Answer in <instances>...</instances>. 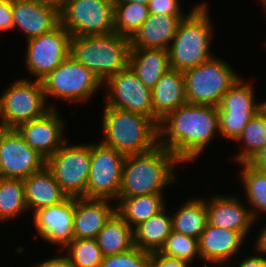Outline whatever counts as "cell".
<instances>
[{"mask_svg":"<svg viewBox=\"0 0 266 267\" xmlns=\"http://www.w3.org/2000/svg\"><path fill=\"white\" fill-rule=\"evenodd\" d=\"M217 131L218 107L186 103L160 120L158 145L169 150L181 163H191L205 151Z\"/></svg>","mask_w":266,"mask_h":267,"instance_id":"cell-1","label":"cell"},{"mask_svg":"<svg viewBox=\"0 0 266 267\" xmlns=\"http://www.w3.org/2000/svg\"><path fill=\"white\" fill-rule=\"evenodd\" d=\"M181 162L162 146L125 158L118 198L162 193L175 181V165Z\"/></svg>","mask_w":266,"mask_h":267,"instance_id":"cell-2","label":"cell"},{"mask_svg":"<svg viewBox=\"0 0 266 267\" xmlns=\"http://www.w3.org/2000/svg\"><path fill=\"white\" fill-rule=\"evenodd\" d=\"M100 142L128 156L148 152L158 146V125L145 115L105 105Z\"/></svg>","mask_w":266,"mask_h":267,"instance_id":"cell-3","label":"cell"},{"mask_svg":"<svg viewBox=\"0 0 266 267\" xmlns=\"http://www.w3.org/2000/svg\"><path fill=\"white\" fill-rule=\"evenodd\" d=\"M130 38L117 34L71 36L70 55L104 83L129 67Z\"/></svg>","mask_w":266,"mask_h":267,"instance_id":"cell-4","label":"cell"},{"mask_svg":"<svg viewBox=\"0 0 266 267\" xmlns=\"http://www.w3.org/2000/svg\"><path fill=\"white\" fill-rule=\"evenodd\" d=\"M192 8L180 22L168 47L170 67L182 72L203 64L214 56L209 50L213 26L208 5L204 2Z\"/></svg>","mask_w":266,"mask_h":267,"instance_id":"cell-5","label":"cell"},{"mask_svg":"<svg viewBox=\"0 0 266 267\" xmlns=\"http://www.w3.org/2000/svg\"><path fill=\"white\" fill-rule=\"evenodd\" d=\"M208 61L183 71L187 103L218 107L223 96L241 77L222 59Z\"/></svg>","mask_w":266,"mask_h":267,"instance_id":"cell-6","label":"cell"},{"mask_svg":"<svg viewBox=\"0 0 266 267\" xmlns=\"http://www.w3.org/2000/svg\"><path fill=\"white\" fill-rule=\"evenodd\" d=\"M41 81L20 79L0 96V128L16 129L43 116L56 105H47Z\"/></svg>","mask_w":266,"mask_h":267,"instance_id":"cell-7","label":"cell"},{"mask_svg":"<svg viewBox=\"0 0 266 267\" xmlns=\"http://www.w3.org/2000/svg\"><path fill=\"white\" fill-rule=\"evenodd\" d=\"M41 83L46 100L48 97H55L70 103L90 99L103 85L91 70L71 55L43 78Z\"/></svg>","mask_w":266,"mask_h":267,"instance_id":"cell-8","label":"cell"},{"mask_svg":"<svg viewBox=\"0 0 266 267\" xmlns=\"http://www.w3.org/2000/svg\"><path fill=\"white\" fill-rule=\"evenodd\" d=\"M91 164V144H68L46 160V167L68 197L86 198Z\"/></svg>","mask_w":266,"mask_h":267,"instance_id":"cell-9","label":"cell"},{"mask_svg":"<svg viewBox=\"0 0 266 267\" xmlns=\"http://www.w3.org/2000/svg\"><path fill=\"white\" fill-rule=\"evenodd\" d=\"M60 24L71 36L107 35L114 31V0H68Z\"/></svg>","mask_w":266,"mask_h":267,"instance_id":"cell-10","label":"cell"},{"mask_svg":"<svg viewBox=\"0 0 266 267\" xmlns=\"http://www.w3.org/2000/svg\"><path fill=\"white\" fill-rule=\"evenodd\" d=\"M126 156L100 141L91 144V164L86 198L118 199Z\"/></svg>","mask_w":266,"mask_h":267,"instance_id":"cell-11","label":"cell"},{"mask_svg":"<svg viewBox=\"0 0 266 267\" xmlns=\"http://www.w3.org/2000/svg\"><path fill=\"white\" fill-rule=\"evenodd\" d=\"M254 96V87L239 78L223 96L218 106L219 133L235 141L247 123L260 110Z\"/></svg>","mask_w":266,"mask_h":267,"instance_id":"cell-12","label":"cell"},{"mask_svg":"<svg viewBox=\"0 0 266 267\" xmlns=\"http://www.w3.org/2000/svg\"><path fill=\"white\" fill-rule=\"evenodd\" d=\"M105 86V105L151 118L157 125L160 119L153 113L152 90L147 88L130 67L108 78Z\"/></svg>","mask_w":266,"mask_h":267,"instance_id":"cell-13","label":"cell"},{"mask_svg":"<svg viewBox=\"0 0 266 267\" xmlns=\"http://www.w3.org/2000/svg\"><path fill=\"white\" fill-rule=\"evenodd\" d=\"M71 34L59 24L52 31L27 40L25 65L41 81L70 55Z\"/></svg>","mask_w":266,"mask_h":267,"instance_id":"cell-14","label":"cell"},{"mask_svg":"<svg viewBox=\"0 0 266 267\" xmlns=\"http://www.w3.org/2000/svg\"><path fill=\"white\" fill-rule=\"evenodd\" d=\"M45 165L16 129L0 128V177L24 180Z\"/></svg>","mask_w":266,"mask_h":267,"instance_id":"cell-15","label":"cell"},{"mask_svg":"<svg viewBox=\"0 0 266 267\" xmlns=\"http://www.w3.org/2000/svg\"><path fill=\"white\" fill-rule=\"evenodd\" d=\"M74 212V197H67L63 202L33 212L37 235L50 244L61 245L62 251L74 239Z\"/></svg>","mask_w":266,"mask_h":267,"instance_id":"cell-16","label":"cell"},{"mask_svg":"<svg viewBox=\"0 0 266 267\" xmlns=\"http://www.w3.org/2000/svg\"><path fill=\"white\" fill-rule=\"evenodd\" d=\"M57 109H50L43 116L20 124L16 130L29 147L47 160L67 140L65 126ZM64 133V134H63Z\"/></svg>","mask_w":266,"mask_h":267,"instance_id":"cell-17","label":"cell"},{"mask_svg":"<svg viewBox=\"0 0 266 267\" xmlns=\"http://www.w3.org/2000/svg\"><path fill=\"white\" fill-rule=\"evenodd\" d=\"M13 28L26 35V41L52 31L60 24V10L37 0H12Z\"/></svg>","mask_w":266,"mask_h":267,"instance_id":"cell-18","label":"cell"},{"mask_svg":"<svg viewBox=\"0 0 266 267\" xmlns=\"http://www.w3.org/2000/svg\"><path fill=\"white\" fill-rule=\"evenodd\" d=\"M208 224L240 232L245 238L253 226L254 217L251 210L241 204L236 196L219 195L205 200Z\"/></svg>","mask_w":266,"mask_h":267,"instance_id":"cell-19","label":"cell"},{"mask_svg":"<svg viewBox=\"0 0 266 267\" xmlns=\"http://www.w3.org/2000/svg\"><path fill=\"white\" fill-rule=\"evenodd\" d=\"M244 240L245 237L240 232L207 223L198 239L200 258L206 261V264L222 266L238 253Z\"/></svg>","mask_w":266,"mask_h":267,"instance_id":"cell-20","label":"cell"},{"mask_svg":"<svg viewBox=\"0 0 266 267\" xmlns=\"http://www.w3.org/2000/svg\"><path fill=\"white\" fill-rule=\"evenodd\" d=\"M109 202L111 200L108 199L75 198L74 239L95 238L98 235L116 212V206Z\"/></svg>","mask_w":266,"mask_h":267,"instance_id":"cell-21","label":"cell"},{"mask_svg":"<svg viewBox=\"0 0 266 267\" xmlns=\"http://www.w3.org/2000/svg\"><path fill=\"white\" fill-rule=\"evenodd\" d=\"M186 16L150 13L130 38L131 48L168 49L180 22Z\"/></svg>","mask_w":266,"mask_h":267,"instance_id":"cell-22","label":"cell"},{"mask_svg":"<svg viewBox=\"0 0 266 267\" xmlns=\"http://www.w3.org/2000/svg\"><path fill=\"white\" fill-rule=\"evenodd\" d=\"M153 113L161 120L171 111L187 103L182 71L170 68L152 89Z\"/></svg>","mask_w":266,"mask_h":267,"instance_id":"cell-23","label":"cell"},{"mask_svg":"<svg viewBox=\"0 0 266 267\" xmlns=\"http://www.w3.org/2000/svg\"><path fill=\"white\" fill-rule=\"evenodd\" d=\"M23 183L27 210L34 208L35 212L63 202L68 197L46 166L24 179Z\"/></svg>","mask_w":266,"mask_h":267,"instance_id":"cell-24","label":"cell"},{"mask_svg":"<svg viewBox=\"0 0 266 267\" xmlns=\"http://www.w3.org/2000/svg\"><path fill=\"white\" fill-rule=\"evenodd\" d=\"M129 67L152 90L161 76L171 68L168 49L131 48Z\"/></svg>","mask_w":266,"mask_h":267,"instance_id":"cell-25","label":"cell"},{"mask_svg":"<svg viewBox=\"0 0 266 267\" xmlns=\"http://www.w3.org/2000/svg\"><path fill=\"white\" fill-rule=\"evenodd\" d=\"M116 203V213L132 229L166 207L163 193L118 198Z\"/></svg>","mask_w":266,"mask_h":267,"instance_id":"cell-26","label":"cell"},{"mask_svg":"<svg viewBox=\"0 0 266 267\" xmlns=\"http://www.w3.org/2000/svg\"><path fill=\"white\" fill-rule=\"evenodd\" d=\"M164 207L160 212L133 228L134 246L153 253L160 251L172 232L171 216Z\"/></svg>","mask_w":266,"mask_h":267,"instance_id":"cell-27","label":"cell"},{"mask_svg":"<svg viewBox=\"0 0 266 267\" xmlns=\"http://www.w3.org/2000/svg\"><path fill=\"white\" fill-rule=\"evenodd\" d=\"M103 257L134 247L133 229L115 212L95 237Z\"/></svg>","mask_w":266,"mask_h":267,"instance_id":"cell-28","label":"cell"},{"mask_svg":"<svg viewBox=\"0 0 266 267\" xmlns=\"http://www.w3.org/2000/svg\"><path fill=\"white\" fill-rule=\"evenodd\" d=\"M207 207L204 199H189L171 217L172 230L199 239L207 220Z\"/></svg>","mask_w":266,"mask_h":267,"instance_id":"cell-29","label":"cell"},{"mask_svg":"<svg viewBox=\"0 0 266 267\" xmlns=\"http://www.w3.org/2000/svg\"><path fill=\"white\" fill-rule=\"evenodd\" d=\"M235 141H242L244 147L235 155L234 161L250 163L266 145V116L259 110Z\"/></svg>","mask_w":266,"mask_h":267,"instance_id":"cell-30","label":"cell"},{"mask_svg":"<svg viewBox=\"0 0 266 267\" xmlns=\"http://www.w3.org/2000/svg\"><path fill=\"white\" fill-rule=\"evenodd\" d=\"M240 165L242 166L241 182H243L248 205H251L250 210L256 221L260 213H266V173L254 168L249 163Z\"/></svg>","mask_w":266,"mask_h":267,"instance_id":"cell-31","label":"cell"},{"mask_svg":"<svg viewBox=\"0 0 266 267\" xmlns=\"http://www.w3.org/2000/svg\"><path fill=\"white\" fill-rule=\"evenodd\" d=\"M146 4L114 2V31L131 38L149 16Z\"/></svg>","mask_w":266,"mask_h":267,"instance_id":"cell-32","label":"cell"},{"mask_svg":"<svg viewBox=\"0 0 266 267\" xmlns=\"http://www.w3.org/2000/svg\"><path fill=\"white\" fill-rule=\"evenodd\" d=\"M26 209L23 180L0 177V222L15 219Z\"/></svg>","mask_w":266,"mask_h":267,"instance_id":"cell-33","label":"cell"},{"mask_svg":"<svg viewBox=\"0 0 266 267\" xmlns=\"http://www.w3.org/2000/svg\"><path fill=\"white\" fill-rule=\"evenodd\" d=\"M65 249V255L75 267L101 266L103 255L95 238L73 239Z\"/></svg>","mask_w":266,"mask_h":267,"instance_id":"cell-34","label":"cell"},{"mask_svg":"<svg viewBox=\"0 0 266 267\" xmlns=\"http://www.w3.org/2000/svg\"><path fill=\"white\" fill-rule=\"evenodd\" d=\"M159 252L165 256L186 261L189 264L195 257L200 258L198 239L173 230Z\"/></svg>","mask_w":266,"mask_h":267,"instance_id":"cell-35","label":"cell"},{"mask_svg":"<svg viewBox=\"0 0 266 267\" xmlns=\"http://www.w3.org/2000/svg\"><path fill=\"white\" fill-rule=\"evenodd\" d=\"M100 267H151V253L134 246L128 251L103 257Z\"/></svg>","mask_w":266,"mask_h":267,"instance_id":"cell-36","label":"cell"},{"mask_svg":"<svg viewBox=\"0 0 266 267\" xmlns=\"http://www.w3.org/2000/svg\"><path fill=\"white\" fill-rule=\"evenodd\" d=\"M149 13L165 15H185L181 11L179 0H149Z\"/></svg>","mask_w":266,"mask_h":267,"instance_id":"cell-37","label":"cell"},{"mask_svg":"<svg viewBox=\"0 0 266 267\" xmlns=\"http://www.w3.org/2000/svg\"><path fill=\"white\" fill-rule=\"evenodd\" d=\"M151 267H190V265L186 261L165 256L157 251L151 253Z\"/></svg>","mask_w":266,"mask_h":267,"instance_id":"cell-38","label":"cell"},{"mask_svg":"<svg viewBox=\"0 0 266 267\" xmlns=\"http://www.w3.org/2000/svg\"><path fill=\"white\" fill-rule=\"evenodd\" d=\"M13 29L12 0H0V31Z\"/></svg>","mask_w":266,"mask_h":267,"instance_id":"cell-39","label":"cell"},{"mask_svg":"<svg viewBox=\"0 0 266 267\" xmlns=\"http://www.w3.org/2000/svg\"><path fill=\"white\" fill-rule=\"evenodd\" d=\"M35 267H75L70 259L65 255L44 260Z\"/></svg>","mask_w":266,"mask_h":267,"instance_id":"cell-40","label":"cell"},{"mask_svg":"<svg viewBox=\"0 0 266 267\" xmlns=\"http://www.w3.org/2000/svg\"><path fill=\"white\" fill-rule=\"evenodd\" d=\"M237 267H266V259L260 255H251L242 259Z\"/></svg>","mask_w":266,"mask_h":267,"instance_id":"cell-41","label":"cell"},{"mask_svg":"<svg viewBox=\"0 0 266 267\" xmlns=\"http://www.w3.org/2000/svg\"><path fill=\"white\" fill-rule=\"evenodd\" d=\"M249 164L266 173V145Z\"/></svg>","mask_w":266,"mask_h":267,"instance_id":"cell-42","label":"cell"},{"mask_svg":"<svg viewBox=\"0 0 266 267\" xmlns=\"http://www.w3.org/2000/svg\"><path fill=\"white\" fill-rule=\"evenodd\" d=\"M264 228V229H263ZM261 228L262 231H260V233H258V238L255 240V246H254V250L259 253H261L264 259H266V257L263 254H266V226Z\"/></svg>","mask_w":266,"mask_h":267,"instance_id":"cell-43","label":"cell"},{"mask_svg":"<svg viewBox=\"0 0 266 267\" xmlns=\"http://www.w3.org/2000/svg\"><path fill=\"white\" fill-rule=\"evenodd\" d=\"M37 1L50 4L52 6L57 7L60 10L68 0H37Z\"/></svg>","mask_w":266,"mask_h":267,"instance_id":"cell-44","label":"cell"},{"mask_svg":"<svg viewBox=\"0 0 266 267\" xmlns=\"http://www.w3.org/2000/svg\"><path fill=\"white\" fill-rule=\"evenodd\" d=\"M114 2H135L147 5L149 0H114Z\"/></svg>","mask_w":266,"mask_h":267,"instance_id":"cell-45","label":"cell"},{"mask_svg":"<svg viewBox=\"0 0 266 267\" xmlns=\"http://www.w3.org/2000/svg\"><path fill=\"white\" fill-rule=\"evenodd\" d=\"M260 111L266 116V101L260 103Z\"/></svg>","mask_w":266,"mask_h":267,"instance_id":"cell-46","label":"cell"},{"mask_svg":"<svg viewBox=\"0 0 266 267\" xmlns=\"http://www.w3.org/2000/svg\"><path fill=\"white\" fill-rule=\"evenodd\" d=\"M261 5H263L264 7V11L266 12V0H261Z\"/></svg>","mask_w":266,"mask_h":267,"instance_id":"cell-47","label":"cell"}]
</instances>
